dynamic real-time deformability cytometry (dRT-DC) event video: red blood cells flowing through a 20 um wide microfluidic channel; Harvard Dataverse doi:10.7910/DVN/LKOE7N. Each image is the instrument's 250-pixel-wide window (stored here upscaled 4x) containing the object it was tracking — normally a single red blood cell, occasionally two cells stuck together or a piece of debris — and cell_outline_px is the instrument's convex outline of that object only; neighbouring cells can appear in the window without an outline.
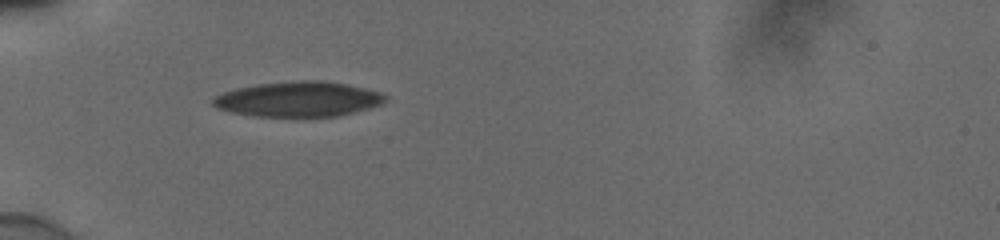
{"species": "human", "species_latin": "Homo sapiens", "temperature_condition": "cold", "stored_images_in_passage": 37, "camera_frame_rate_fps": 3000, "um_per_image_px": 0.085, "donor": {"sex": "male"}, "frame": {"image": 1, "passage_image": 1, "time_ms": 0.0, "image_size_px": [1000, 240], "cell_outline_px": [[388, 100], [380, 104], [368, 108], [336, 116], [256, 116], [232, 112], [216, 108], [212, 104], [212, 100], [216, 96], [224, 92], [236, 88], [260, 84], [300, 80], [324, 80], [348, 84], [380, 92], [388, 96]], "centroid_in_image_um": [25.38, 8.42], "position_along_channel_um": 59.6, "area_um2": 35.03}}
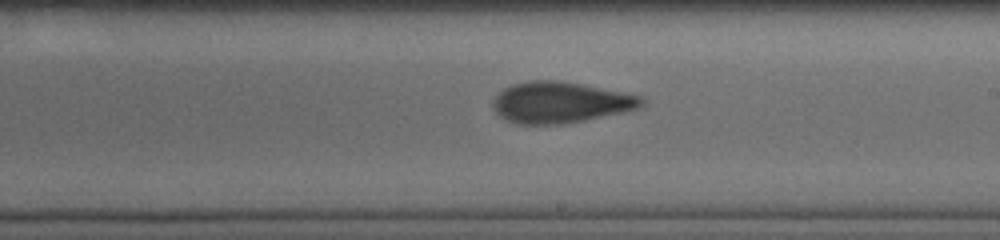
{"frame": {"image": 2, "passage_image": 16, "time_ms": 5.0, "image_size_px": [1000, 240], "cell_outline_px": [[644, 104], [636, 108], [624, 112], [564, 124], [516, 124], [500, 116], [492, 108], [492, 100], [504, 88], [512, 84], [532, 80], [560, 80], [644, 96]], "centroid_in_image_um": [47.62, 8.7], "position_along_channel_um": 241.4, "area_um2": 35.6}}
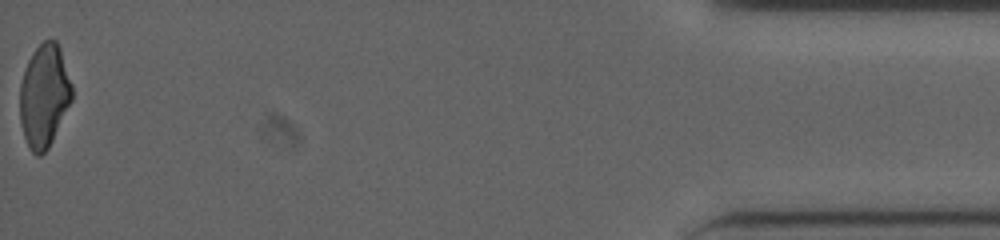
{"frame": {"image": 3, "passage_image": 37, "time_ms": 12.0, "image_size_px": [1000, 240], "cell_outline_px": [[72, 100], [48, 148], [40, 156], [36, 156], [32, 152], [24, 136], [20, 120], [20, 84], [28, 60], [32, 52], [44, 40], [56, 40], [60, 48], [72, 84]], "centroid_in_image_um": [3.76, 8.13], "position_along_channel_um": 431.4, "area_um2": 31.04}, "authors_computed_cell_mechanics": {"area_um2": 34.68, "velocity_mm_per_s": 3.8808, "shape_relaxation_time_tau1_ms": 9.4528, "shape_relaxation_time_tau2_ms": 2.6101, "deformation_change_tau1": 0.2377, "deformation_change_tau2": 0.1074}}